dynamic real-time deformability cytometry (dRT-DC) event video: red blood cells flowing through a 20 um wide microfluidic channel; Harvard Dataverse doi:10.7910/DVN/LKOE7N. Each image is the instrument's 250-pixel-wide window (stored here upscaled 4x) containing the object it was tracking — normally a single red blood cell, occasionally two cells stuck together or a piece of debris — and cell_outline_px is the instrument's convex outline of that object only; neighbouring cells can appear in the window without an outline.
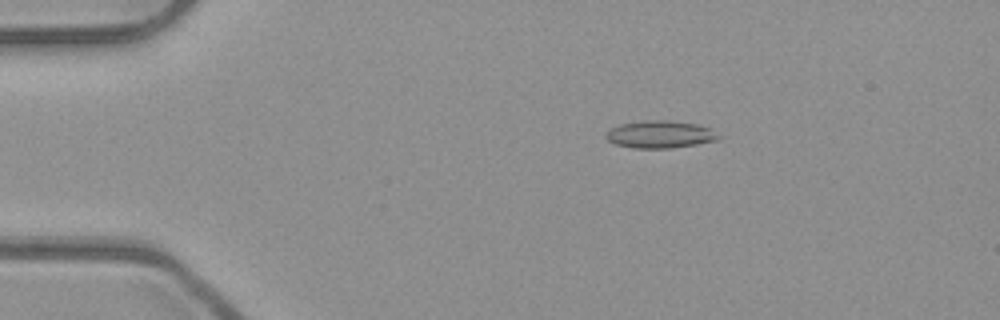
{"species": "common noctule bat (a hibernating species)", "species_latin": "Nyctalus noctula", "temperature_condition": "room temperature", "stored_images_in_passage": 52, "camera_frame_rate_fps": 3000, "um_per_image_px": 0.085, "animal": {"sex": "male", "body_mass_g": 23.1, "forearm_length_mm": 52.7}, "frame": {"image": 1, "passage_image": 9, "time_ms": 2.667, "image_size_px": [1000, 320], "cell_outline_px": [[724, 136], [720, 140], [696, 144], [668, 148], [632, 148], [616, 144], [608, 140], [604, 136], [612, 128], [620, 124], [652, 120], [664, 120], [696, 124], [708, 128]], "centroid_in_image_um": [56.15, 11.43], "position_along_channel_um": 28.8, "area_um2": 17.8}}
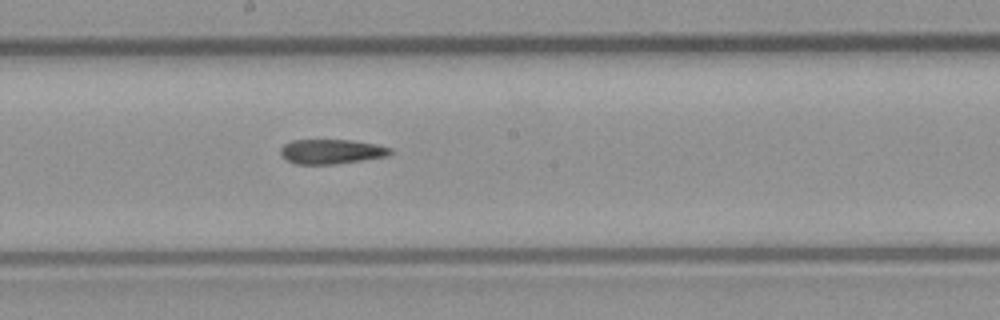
{"frame": {"image": 2, "passage_image": 28, "time_ms": 9.0, "image_size_px": [1000, 320], "cell_outline_px": [[392, 152], [388, 156], [332, 164], [296, 164], [288, 160], [280, 152], [280, 148], [284, 144], [292, 140], [352, 140], [376, 144], [392, 148]], "centroid_in_image_um": [28.18, 12.87], "position_along_channel_um": 220.0, "area_um2": 15.61}}
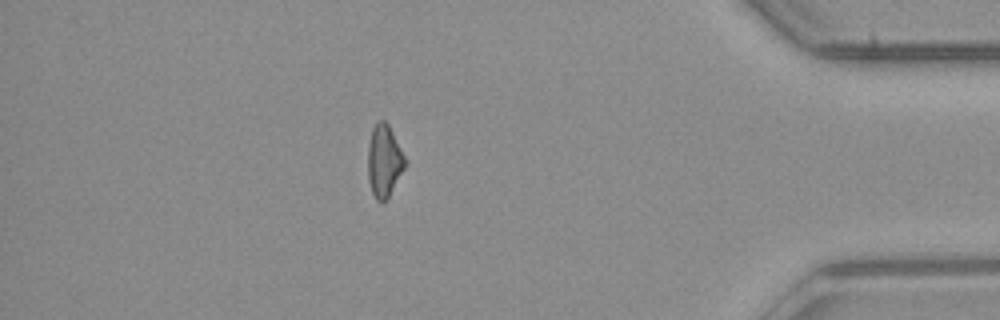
{"frame": {"image": 3, "passage_image": 45, "time_ms": 14.667, "image_size_px": [1000, 320], "cell_outline_px": [[408, 164], [388, 196], [384, 200], [376, 200], [372, 192], [368, 180], [368, 148], [372, 128], [376, 120], [384, 120], [388, 124]], "centroid_in_image_um": [32.65, 13.65], "position_along_channel_um": 402.6, "area_um2": 15.49}}